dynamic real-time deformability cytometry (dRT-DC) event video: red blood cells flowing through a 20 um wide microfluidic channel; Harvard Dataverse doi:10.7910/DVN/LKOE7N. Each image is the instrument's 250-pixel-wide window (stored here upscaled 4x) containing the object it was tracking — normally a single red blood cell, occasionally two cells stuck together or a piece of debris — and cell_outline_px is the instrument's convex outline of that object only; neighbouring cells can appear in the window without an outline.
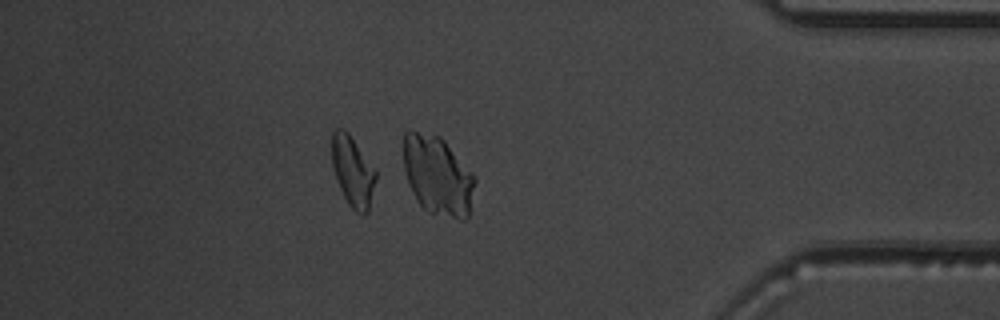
{"species": "common noctule bat (a hibernating species)", "species_latin": "Nyctalus noctula", "temperature_condition": "warm", "stored_images_in_passage": 55, "camera_frame_rate_fps": 3000, "um_per_image_px": 0.085, "animal": {"sex": "male", "body_mass_g": 19.5, "forearm_length_mm": 54.6}, "frame": {"image": 1, "passage_image": 49, "time_ms": 16.0, "image_size_px": [1000, 320], "cell_outline_px": [[476, 180], [468, 220], [464, 220], [428, 212], [416, 200], [408, 184], [404, 172], [404, 132], [416, 132], [440, 136], [444, 140], [476, 176]], "centroid_in_image_um": [37.22, 14.95], "position_along_channel_um": 398.0, "area_um2": 33.0}}